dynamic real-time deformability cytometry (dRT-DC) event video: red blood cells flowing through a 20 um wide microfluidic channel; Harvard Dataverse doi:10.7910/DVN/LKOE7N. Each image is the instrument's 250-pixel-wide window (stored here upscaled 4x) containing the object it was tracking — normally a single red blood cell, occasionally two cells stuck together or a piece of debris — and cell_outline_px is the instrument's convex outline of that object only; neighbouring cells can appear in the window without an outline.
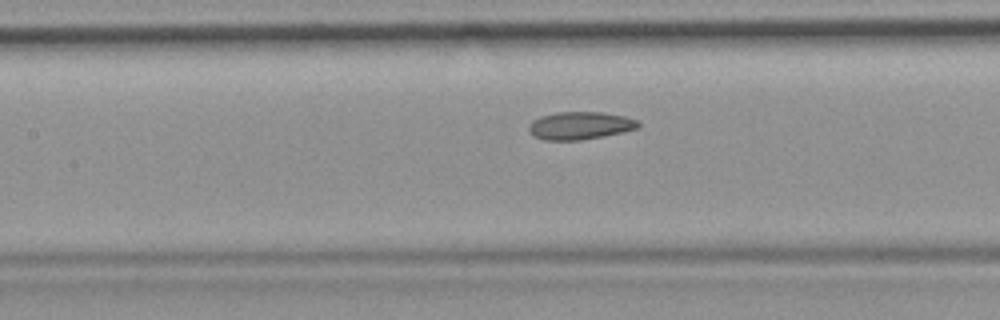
{"species": "common noctule bat (a hibernating species)", "species_latin": "Nyctalus noctula", "temperature_condition": "room temperature", "stored_images_in_passage": 33, "camera_frame_rate_fps": 3000, "um_per_image_px": 0.085, "animal": {"sex": "female", "body_mass_g": 19.9}, "frame": {"image": 1, "passage_image": 13, "time_ms": 4.0, "image_size_px": [1000, 320], "cell_outline_px": [[640, 128], [604, 136], [580, 140], [544, 140], [532, 136], [528, 128], [528, 124], [532, 120], [540, 116], [556, 112], [604, 112], [624, 116], [640, 120]], "centroid_in_image_um": [49.31, 10.67], "position_along_channel_um": 158.1, "area_um2": 17.98}}
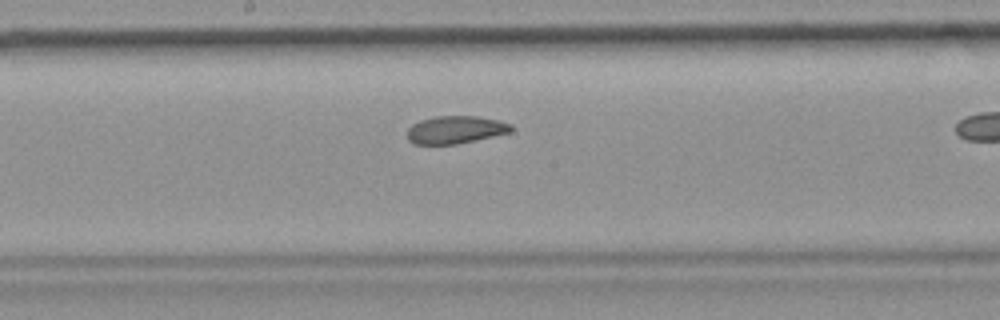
{"frame": {"image": 2, "passage_image": 17, "time_ms": 5.333, "image_size_px": [1000, 320], "cell_outline_px": [[512, 132], [456, 144], [412, 144], [408, 140], [408, 128], [412, 124], [420, 120], [436, 116], [476, 116], [496, 120], [512, 124]], "centroid_in_image_um": [38.69, 11.03], "position_along_channel_um": 209.5, "area_um2": 16.7}, "authors_computed_cell_mechanics": {"area_um2": 17.2822, "velocity_mm_per_s": 3.8862, "shape_relaxation_time_tau1_ms": null, "shape_relaxation_time_tau2_ms": 3.9281, "deformation_change_tau1": null, "deformation_change_tau2": 0.1011}}